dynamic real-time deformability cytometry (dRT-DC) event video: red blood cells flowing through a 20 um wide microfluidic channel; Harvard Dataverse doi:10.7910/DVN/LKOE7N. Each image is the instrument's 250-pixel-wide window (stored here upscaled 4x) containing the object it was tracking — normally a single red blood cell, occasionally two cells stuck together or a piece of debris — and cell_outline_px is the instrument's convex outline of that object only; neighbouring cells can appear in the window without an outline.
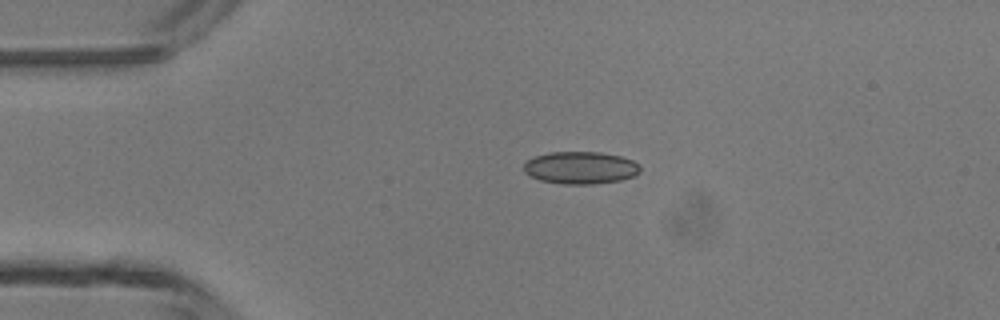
{"species": "common noctule bat (a hibernating species)", "species_latin": "Nyctalus noctula", "temperature_condition": "room temperature", "stored_images_in_passage": 38, "camera_frame_rate_fps": 3000, "um_per_image_px": 0.085, "animal": {"sex": "male", "body_mass_g": 13.3}, "frame": {"image": 1, "passage_image": 1, "time_ms": 0.0, "image_size_px": [1000, 320], "cell_outline_px": [[640, 172], [636, 176], [620, 180], [592, 184], [560, 184], [540, 180], [524, 172], [524, 164], [528, 160], [536, 156], [548, 152], [600, 152], [620, 156], [632, 160], [640, 164]], "centroid_in_image_um": [49.37, 14.26], "position_along_channel_um": 35.6, "area_um2": 22.02}}
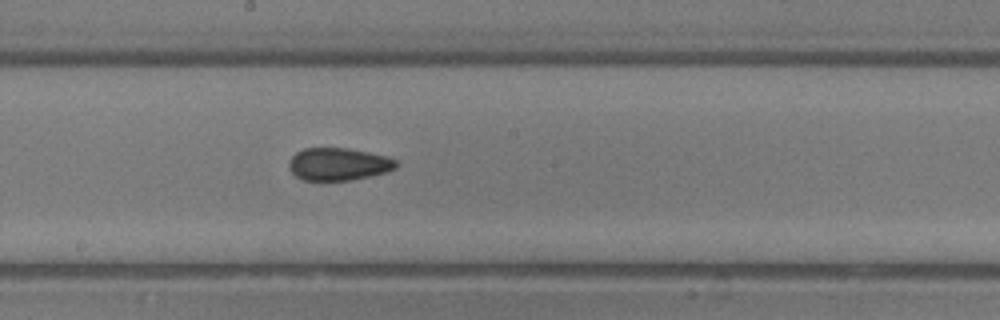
{"frame": {"image": 2, "passage_image": 16, "time_ms": 5.0, "image_size_px": [1000, 320], "cell_outline_px": [[396, 168], [388, 172], [372, 176], [352, 180], [304, 180], [296, 176], [288, 168], [288, 160], [296, 152], [304, 148], [348, 148], [388, 156], [396, 160]], "centroid_in_image_um": [28.77, 13.95], "position_along_channel_um": 219.4, "area_um2": 20.52}}
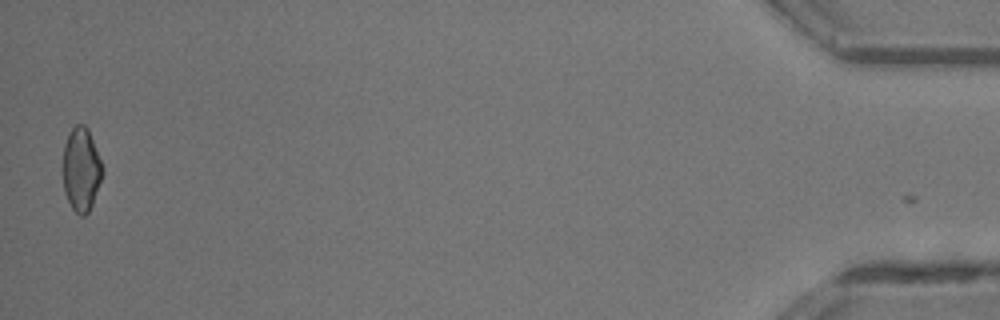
{"frame": {"image": 3, "passage_image": 37, "time_ms": 12.0, "image_size_px": [1000, 320], "cell_outline_px": [[104, 172], [92, 204], [88, 212], [84, 216], [80, 216], [72, 208], [64, 192], [64, 144], [68, 132], [76, 124], [84, 124], [88, 128], [104, 168]], "centroid_in_image_um": [6.92, 14.38], "position_along_channel_um": 428.3, "area_um2": 19.25}, "authors_computed_cell_mechanics": {"area_um2": 20.23, "velocity_mm_per_s": 4.3848, "shape_relaxation_time_tau1_ms": null, "shape_relaxation_time_tau2_ms": 1.4946, "deformation_change_tau1": null, "deformation_change_tau2": 0.0735}}